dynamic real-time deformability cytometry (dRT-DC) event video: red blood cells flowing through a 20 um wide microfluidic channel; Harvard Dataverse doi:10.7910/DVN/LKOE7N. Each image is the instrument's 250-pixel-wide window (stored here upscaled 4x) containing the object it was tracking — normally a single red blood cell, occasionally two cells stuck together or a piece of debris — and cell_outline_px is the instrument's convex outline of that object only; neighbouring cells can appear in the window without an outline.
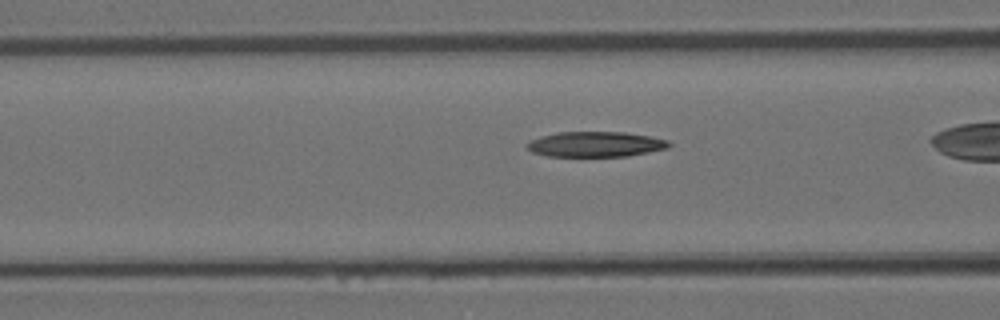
{"species": "Egyptian fruit bat (a non-hibernating species)", "species_latin": "Rousettus aegyptiacus", "temperature_condition": "room temperature", "stored_images_in_passage": 23, "camera_frame_rate_fps": 3000, "um_per_image_px": 0.085, "animal": {"sex": "female"}, "frame": {"image": 1, "passage_image": 7, "time_ms": 2.0, "image_size_px": [1000, 320], "cell_outline_px": [[672, 144], [668, 148], [628, 156], [544, 156], [532, 152], [524, 144], [540, 136], [560, 132], [624, 132], [648, 136], [668, 140]], "centroid_in_image_um": [50.61, 12.26], "position_along_channel_um": 116.0, "area_um2": 20.87}}
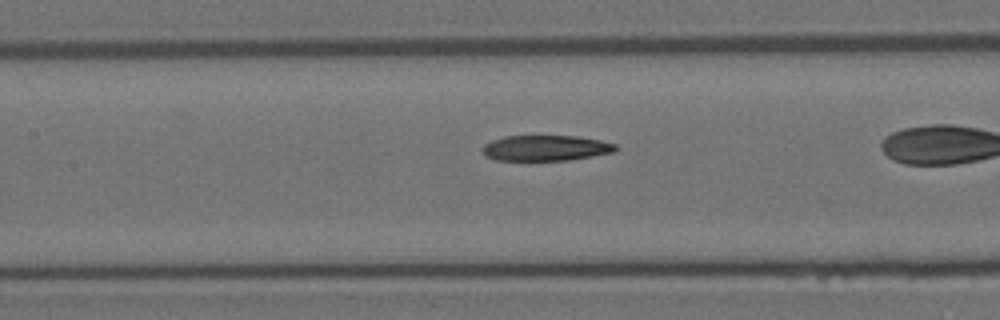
{"frame": {"image": 2, "passage_image": 10, "time_ms": 3.0, "image_size_px": [1000, 320], "cell_outline_px": [[620, 148], [616, 152], [568, 160], [496, 160], [488, 156], [480, 148], [484, 144], [492, 140], [504, 136], [576, 136], [600, 140], [616, 144]], "centroid_in_image_um": [46.43, 12.58], "position_along_channel_um": 161.0, "area_um2": 19.88}}
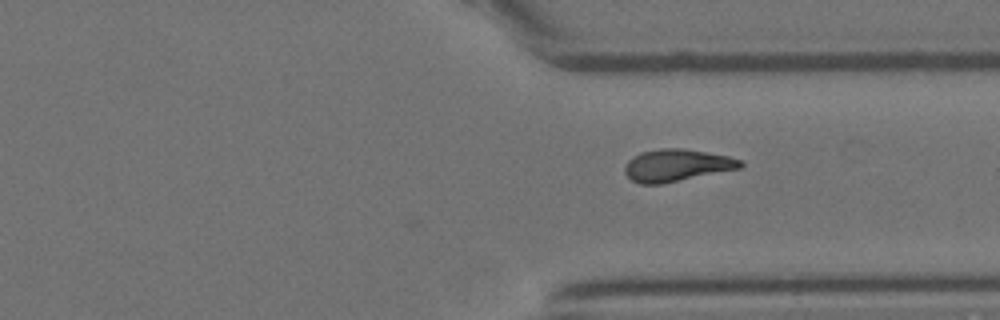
{"frame": {"image": 3, "passage_image": 23, "time_ms": 7.333, "image_size_px": [1000, 320], "cell_outline_px": [[744, 164], [740, 168], [660, 184], [640, 184], [632, 180], [624, 172], [624, 168], [628, 160], [632, 156], [640, 152], [660, 148], [680, 148], [728, 156], [740, 160]], "centroid_in_image_um": [57.47, 14.05], "position_along_channel_um": 353.9, "area_um2": 21.44}}